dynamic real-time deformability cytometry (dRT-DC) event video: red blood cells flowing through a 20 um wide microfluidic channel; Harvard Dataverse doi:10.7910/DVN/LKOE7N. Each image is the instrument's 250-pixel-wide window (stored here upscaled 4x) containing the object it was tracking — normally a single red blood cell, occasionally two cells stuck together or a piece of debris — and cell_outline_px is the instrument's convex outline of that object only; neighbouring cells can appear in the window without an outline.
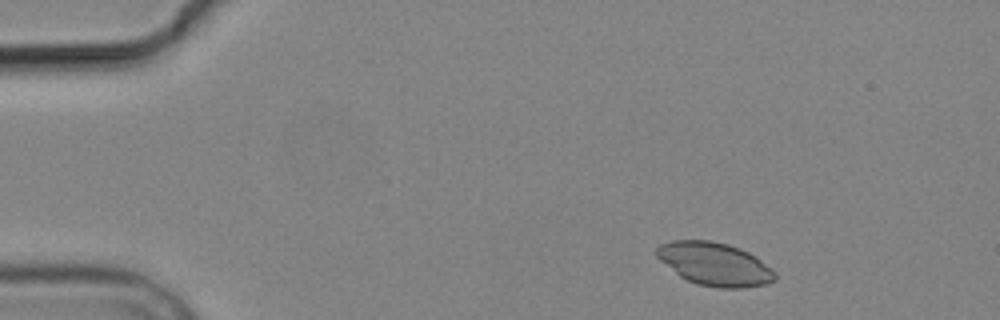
{"species": "common noctule bat (a hibernating species)", "species_latin": "Nyctalus noctula", "temperature_condition": "cold", "stored_images_in_passage": 6, "camera_frame_rate_fps": 3000, "um_per_image_px": 0.085, "animal": {"sex": "male", "body_mass_g": 19.2, "forearm_length_mm": 51.8}, "frame": {"image": 1, "passage_image": 2, "time_ms": 1.0, "image_size_px": [1000, 320], "cell_outline_px": [[776, 280], [768, 284], [744, 288], [720, 288], [696, 284], [680, 276], [660, 260], [656, 256], [656, 248], [660, 244], [672, 240], [712, 240], [728, 244], [740, 248], [756, 256], [772, 268], [776, 272]], "centroid_in_image_um": [60.78, 22.44], "position_along_channel_um": 24.2, "area_um2": 30.0}}